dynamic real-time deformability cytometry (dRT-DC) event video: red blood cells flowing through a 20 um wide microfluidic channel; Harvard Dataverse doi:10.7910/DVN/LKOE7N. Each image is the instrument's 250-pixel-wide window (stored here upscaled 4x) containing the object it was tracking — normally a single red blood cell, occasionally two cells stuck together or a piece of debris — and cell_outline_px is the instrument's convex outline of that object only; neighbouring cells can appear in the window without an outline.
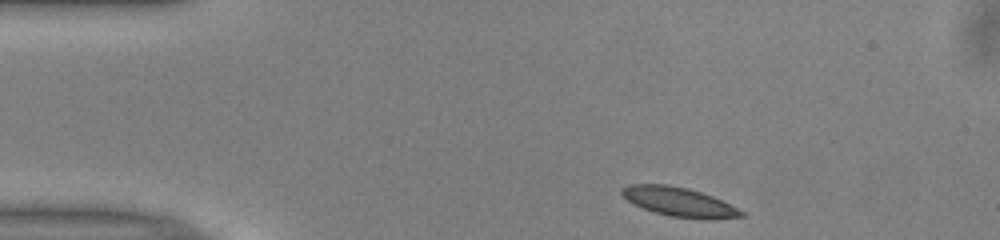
{"species": "common noctule bat (a hibernating species)", "species_latin": "Nyctalus noctula", "temperature_condition": "warm", "stored_images_in_passage": 44, "camera_frame_rate_fps": 3000, "um_per_image_px": 0.085, "animal": {"sex": "male", "body_mass_g": 13.0, "forearm_length_mm": 53.1}, "frame": {"image": 1, "passage_image": 1, "time_ms": 0.0, "image_size_px": [1000, 240], "cell_outline_px": [[744, 216], [708, 220], [672, 216], [656, 212], [632, 204], [620, 192], [620, 188], [628, 184], [668, 184], [688, 188], [712, 196], [744, 212]], "centroid_in_image_um": [57.68, 17.15], "position_along_channel_um": 27.3, "area_um2": 20.11}}
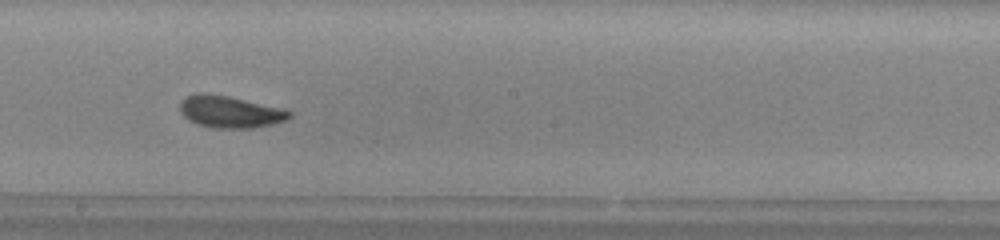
{"frame": {"image": 2, "passage_image": 21, "time_ms": 6.667, "image_size_px": [1000, 240], "cell_outline_px": [[292, 116], [288, 120], [272, 124], [252, 128], [216, 128], [196, 124], [188, 120], [180, 112], [180, 104], [188, 96], [200, 92], [204, 92], [228, 96], [280, 108], [292, 112]], "centroid_in_image_um": [19.55, 9.51], "position_along_channel_um": 228.7, "area_um2": 20.23}}
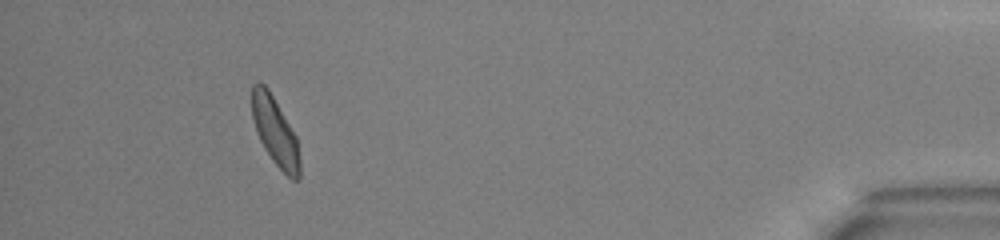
{"frame": {"image": 3, "passage_image": 40, "time_ms": 13.0, "image_size_px": [1000, 240], "cell_outline_px": [[300, 180], [292, 180], [272, 160], [264, 148], [256, 132], [252, 116], [252, 84], [264, 84], [268, 88], [296, 136], [300, 156]], "centroid_in_image_um": [23.4, 11.21], "position_along_channel_um": 411.8, "area_um2": 18.9}, "authors_computed_cell_mechanics": {"area_um2": 19.5653, "velocity_mm_per_s": 3.9485, "shape_relaxation_time_tau1_ms": 3.1497, "shape_relaxation_time_tau2_ms": 1.6512, "deformation_change_tau1": 0.1252, "deformation_change_tau2": 0.0886}}